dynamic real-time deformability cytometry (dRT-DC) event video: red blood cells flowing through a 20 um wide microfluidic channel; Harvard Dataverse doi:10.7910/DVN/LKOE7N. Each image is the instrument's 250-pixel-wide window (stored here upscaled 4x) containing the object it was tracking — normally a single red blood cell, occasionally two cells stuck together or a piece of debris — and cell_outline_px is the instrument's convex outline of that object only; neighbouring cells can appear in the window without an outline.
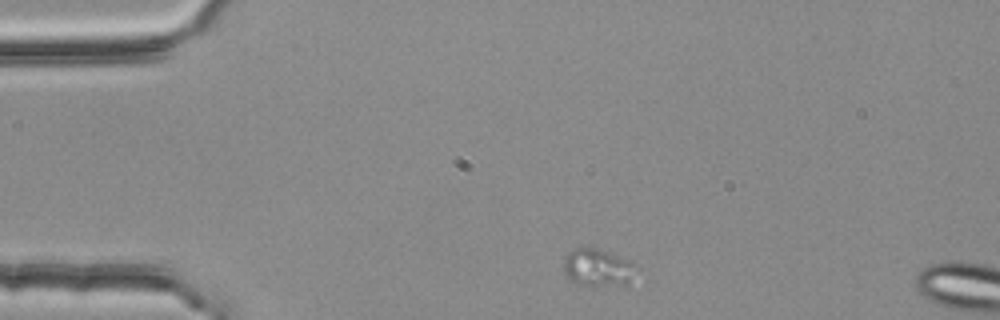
{"species": "common noctule bat (a hibernating species)", "species_latin": "Nyctalus noctula", "temperature_condition": "room temperature", "stored_images_in_passage": 4, "segment_of_instrument_passage": [2, 3], "camera_frame_rate_fps": 3000, "um_per_image_px": 0.085, "animal": {"sex": "female", "body_mass_g": 25.1}, "frame": {"image": 1, "passage_image": 3, "time_ms": 0.667, "image_size_px": [1000, 320], "cell_outline_px": [[640, 268], [628, 288], [588, 288], [576, 284], [568, 280], [564, 272], [564, 260], [568, 252], [576, 248], [596, 248], [632, 260]], "centroid_in_image_um": [50.92, 22.86], "position_along_channel_um": 34.1, "area_um2": 17.4}}